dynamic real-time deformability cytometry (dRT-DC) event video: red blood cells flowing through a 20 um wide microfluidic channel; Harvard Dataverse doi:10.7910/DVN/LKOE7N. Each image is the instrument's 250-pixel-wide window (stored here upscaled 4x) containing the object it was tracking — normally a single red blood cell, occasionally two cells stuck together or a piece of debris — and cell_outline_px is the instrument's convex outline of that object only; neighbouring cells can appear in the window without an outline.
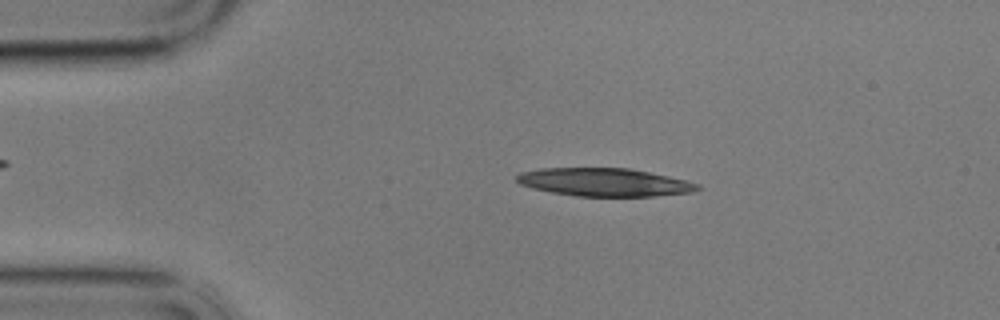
{"species": "common noctule bat (a hibernating species)", "species_latin": "Nyctalus noctula", "temperature_condition": "cold", "stored_images_in_passage": 16, "camera_frame_rate_fps": 3000, "um_per_image_px": 0.085, "animal": {"sex": "male", "body_mass_g": 17.9}, "frame": {"image": 1, "passage_image": 10, "time_ms": 3.0, "image_size_px": [1000, 320], "cell_outline_px": [[704, 188], [692, 192], [652, 196], [576, 196], [552, 192], [532, 188], [520, 184], [516, 180], [516, 176], [520, 172], [540, 168], [628, 168], [688, 180], [700, 184]], "centroid_in_image_um": [51.39, 15.48], "position_along_channel_um": 33.6, "area_um2": 29.65}}